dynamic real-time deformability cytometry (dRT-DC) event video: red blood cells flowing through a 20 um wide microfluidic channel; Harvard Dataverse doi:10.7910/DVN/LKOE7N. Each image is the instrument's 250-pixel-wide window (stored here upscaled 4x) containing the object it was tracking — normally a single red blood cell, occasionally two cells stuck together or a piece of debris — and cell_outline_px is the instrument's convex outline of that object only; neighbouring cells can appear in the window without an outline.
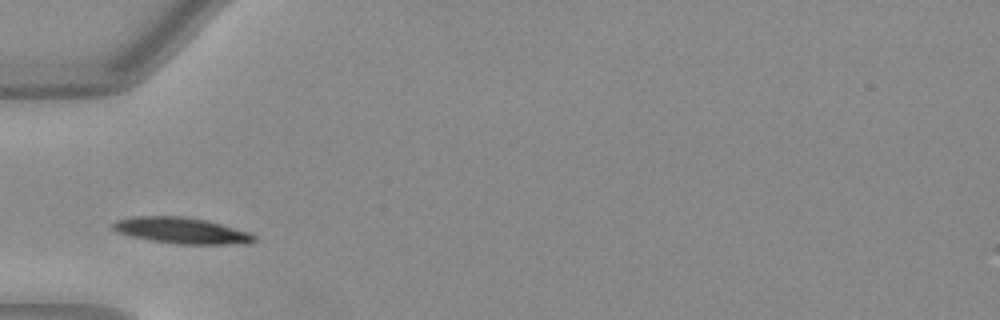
{"species": "Egyptian fruit bat (a non-hibernating species)", "species_latin": "Rousettus aegyptiacus", "temperature_condition": "warm", "stored_images_in_passage": 28, "camera_frame_rate_fps": 3000, "um_per_image_px": 0.085, "animal": {"sex": "female"}, "frame": {"image": 1, "passage_image": 1, "time_ms": 0.0, "image_size_px": [1000, 320], "cell_outline_px": [[256, 240], [248, 244], [176, 244], [148, 240], [116, 232], [108, 224], [116, 220], [136, 216], [184, 216], [208, 220], [252, 232], [256, 236]], "centroid_in_image_um": [15.45, 19.59], "position_along_channel_um": 69.5, "area_um2": 21.96}}
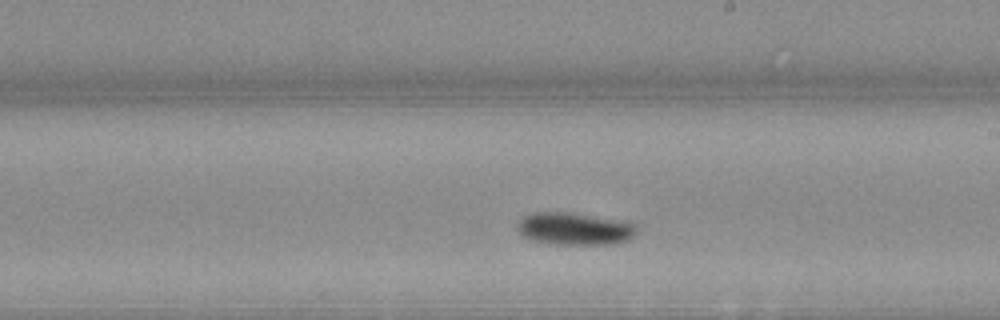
{"frame": {"image": 2, "passage_image": 14, "time_ms": 4.333, "image_size_px": [1000, 320], "cell_outline_px": [[636, 232], [628, 240], [612, 244], [548, 244], [528, 240], [516, 228], [516, 224], [524, 216], [532, 212], [576, 212], [636, 220]], "centroid_in_image_um": [48.91, 19.41], "position_along_channel_um": 240.1, "area_um2": 23.58}}
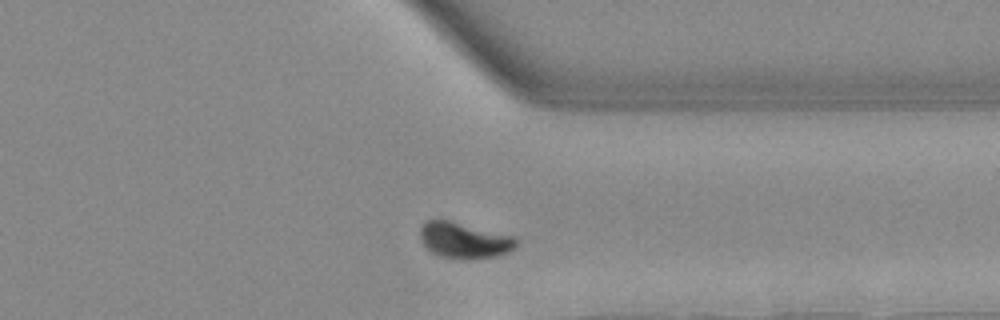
{"frame": {"image": 3, "passage_image": 24, "time_ms": 7.667, "image_size_px": [1000, 320], "cell_outline_px": [[520, 240], [516, 248], [508, 252], [496, 256], [460, 260], [440, 256], [432, 252], [420, 240], [420, 228], [428, 220], [448, 220], [516, 236]], "centroid_in_image_um": [39.52, 20.43], "position_along_channel_um": 371.9, "area_um2": 20.29}, "authors_computed_cell_mechanics": {"area_um2": 21.1837, "velocity_mm_per_s": 3.9712, "shape_relaxation_time_tau1_ms": 2.9022, "shape_relaxation_time_tau2_ms": null, "deformation_change_tau1": 0.1447, "deformation_change_tau2": null}}